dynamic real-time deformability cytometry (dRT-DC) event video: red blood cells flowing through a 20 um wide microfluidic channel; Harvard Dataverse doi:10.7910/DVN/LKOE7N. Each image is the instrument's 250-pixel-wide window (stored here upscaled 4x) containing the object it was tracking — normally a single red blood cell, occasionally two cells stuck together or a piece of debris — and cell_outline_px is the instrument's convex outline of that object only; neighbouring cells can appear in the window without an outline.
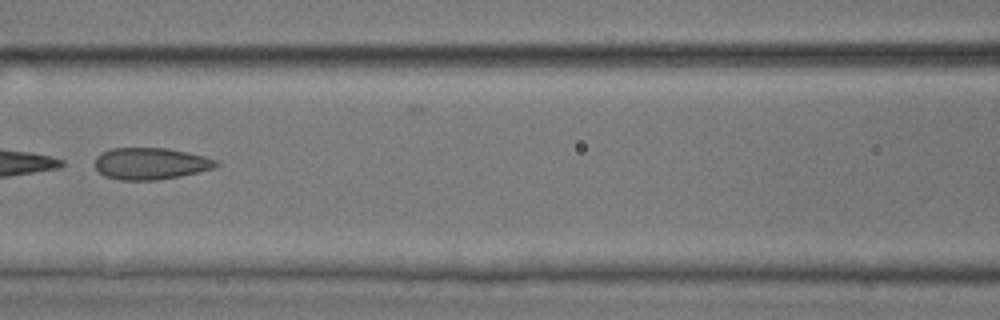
{"species": "common noctule bat (a hibernating species)", "species_latin": "Nyctalus noctula", "temperature_condition": "room temperature", "stored_images_in_passage": 6, "camera_frame_rate_fps": 3000, "um_per_image_px": 0.085, "animal": {"sex": "male", "body_mass_g": 17.9, "forearm_length_mm": 54.2}, "frame": {"image": 1, "passage_image": 6, "time_ms": 1.667, "image_size_px": [1000, 320], "cell_outline_px": [[220, 164], [216, 168], [180, 176], [156, 180], [120, 180], [104, 176], [92, 164], [96, 156], [100, 152], [112, 148], [168, 148], [188, 152], [204, 156], [216, 160]], "centroid_in_image_um": [12.78, 13.9], "position_along_channel_um": 153.8, "area_um2": 22.72}}